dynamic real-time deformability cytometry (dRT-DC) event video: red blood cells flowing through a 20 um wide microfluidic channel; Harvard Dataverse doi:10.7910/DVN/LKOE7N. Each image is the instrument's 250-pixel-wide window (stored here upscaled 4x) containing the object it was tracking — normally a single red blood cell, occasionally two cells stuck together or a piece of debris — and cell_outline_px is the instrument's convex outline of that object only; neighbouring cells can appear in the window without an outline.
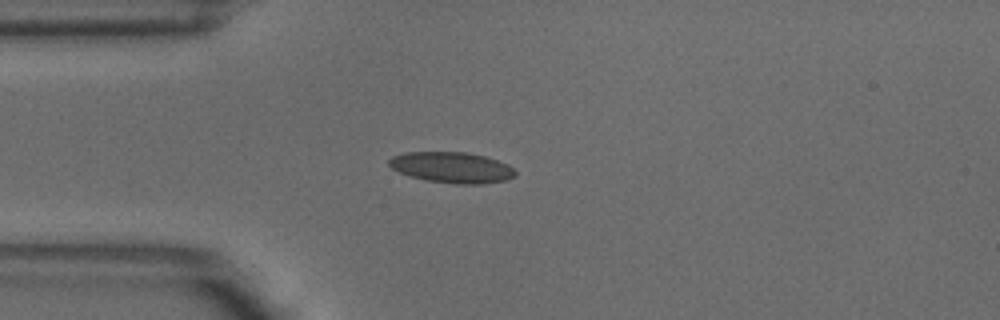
{"species": "common noctule bat (a hibernating species)", "species_latin": "Nyctalus noctula", "temperature_condition": "warm", "stored_images_in_passage": 1, "camera_frame_rate_fps": 3000, "um_per_image_px": 0.085, "animal": {"sex": "male", "body_mass_g": 18.8}, "frame": {"image": 1, "passage_image": 1, "time_ms": 0.0, "image_size_px": [1000, 320], "cell_outline_px": [[516, 176], [508, 180], [484, 184], [456, 184], [428, 180], [408, 176], [392, 168], [388, 164], [388, 160], [392, 156], [404, 152], [468, 152], [484, 156], [508, 164], [516, 172]], "centroid_in_image_um": [38.42, 14.23], "position_along_channel_um": 46.6, "area_um2": 22.83}}